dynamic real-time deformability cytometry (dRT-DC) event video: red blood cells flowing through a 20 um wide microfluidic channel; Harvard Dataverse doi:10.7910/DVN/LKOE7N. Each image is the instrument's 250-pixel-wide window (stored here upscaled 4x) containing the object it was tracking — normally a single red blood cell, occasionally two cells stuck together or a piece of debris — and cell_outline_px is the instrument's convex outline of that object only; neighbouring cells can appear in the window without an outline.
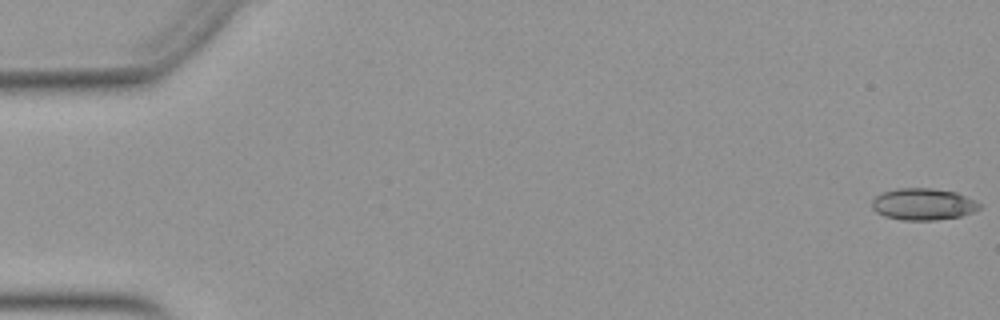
{"species": "Egyptian fruit bat (a non-hibernating species)", "species_latin": "Rousettus aegyptiacus", "temperature_condition": "warm", "stored_images_in_passage": 52, "camera_frame_rate_fps": 3000, "um_per_image_px": 0.085, "animal": {"sex": "female"}, "frame": {"image": 1, "passage_image": 1, "time_ms": 0.0, "image_size_px": [1000, 320], "cell_outline_px": [[980, 208], [972, 212], [960, 216], [936, 220], [900, 220], [884, 216], [876, 212], [872, 208], [872, 200], [880, 192], [896, 188], [932, 188], [956, 192], [976, 200], [980, 204]], "centroid_in_image_um": [78.44, 17.35], "position_along_channel_um": 6.6, "area_um2": 20.06}}
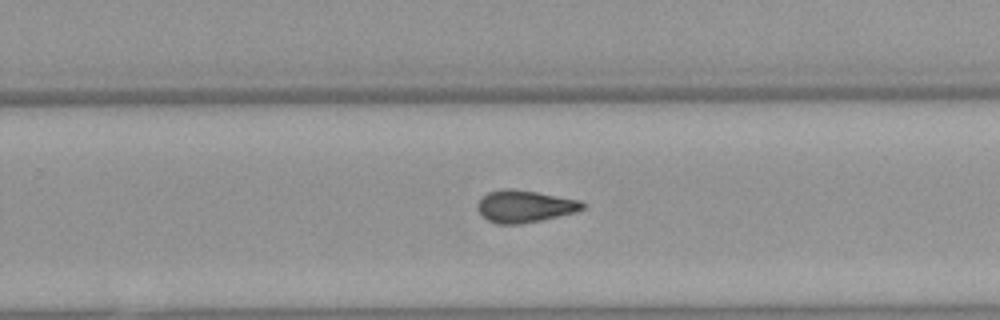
{"frame": {"image": 2, "passage_image": 34, "time_ms": 11.0, "image_size_px": [1000, 320], "cell_outline_px": [[584, 208], [576, 212], [540, 220], [520, 224], [496, 224], [480, 216], [476, 208], [476, 204], [488, 192], [504, 188], [508, 188], [536, 192], [580, 200], [584, 204]], "centroid_in_image_um": [44.55, 17.54], "position_along_channel_um": 285.3, "area_um2": 19.65}}
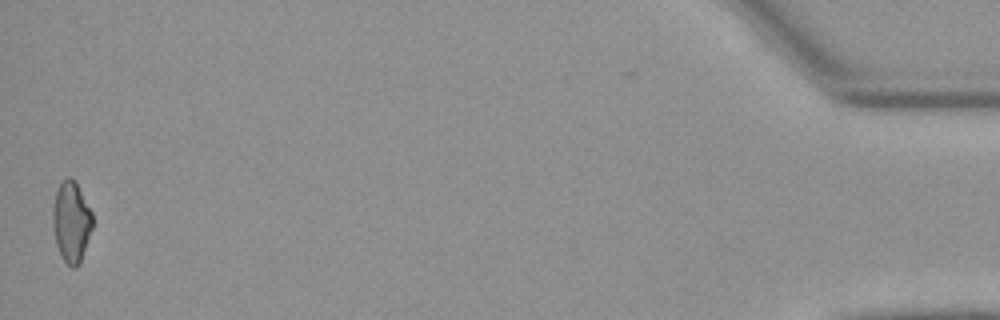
{"frame": {"image": 3, "passage_image": 52, "time_ms": 17.0, "image_size_px": [1000, 320], "cell_outline_px": [[92, 228], [80, 264], [76, 268], [72, 268], [60, 256], [56, 244], [52, 224], [52, 212], [56, 192], [60, 180], [68, 176], [72, 176], [76, 180], [92, 212]], "centroid_in_image_um": [6.05, 18.82], "position_along_channel_um": 429.1, "area_um2": 19.07}, "authors_computed_cell_mechanics": {"area_um2": 19.5942, "velocity_mm_per_s": 3.9606, "shape_relaxation_time_tau1_ms": null, "shape_relaxation_time_tau2_ms": 4.0103, "deformation_change_tau1": null, "deformation_change_tau2": 0.1272}}